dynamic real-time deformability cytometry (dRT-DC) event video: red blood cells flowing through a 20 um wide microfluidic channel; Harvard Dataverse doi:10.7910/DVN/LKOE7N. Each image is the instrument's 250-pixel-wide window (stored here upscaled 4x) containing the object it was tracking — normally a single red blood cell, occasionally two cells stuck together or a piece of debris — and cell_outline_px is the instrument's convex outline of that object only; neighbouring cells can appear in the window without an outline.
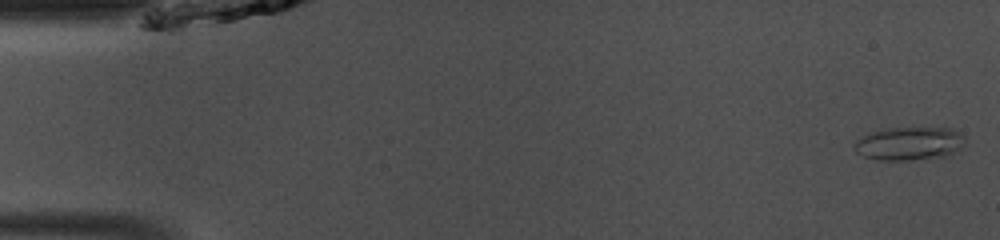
{"species": "common noctule bat (a hibernating species)", "species_latin": "Nyctalus noctula", "temperature_condition": "room temperature", "stored_images_in_passage": 47, "camera_frame_rate_fps": 3000, "um_per_image_px": 0.085, "animal": {"sex": "male", "body_mass_g": 13.0, "forearm_length_mm": 53.1}, "frame": {"image": 1, "passage_image": 1, "time_ms": 0.0, "image_size_px": [1000, 240], "cell_outline_px": [[964, 144], [960, 148], [944, 156], [908, 160], [876, 160], [864, 156], [856, 152], [856, 140], [872, 132], [888, 128], [952, 128], [964, 136]], "centroid_in_image_um": [77.29, 12.2], "position_along_channel_um": 7.7, "area_um2": 21.1}}
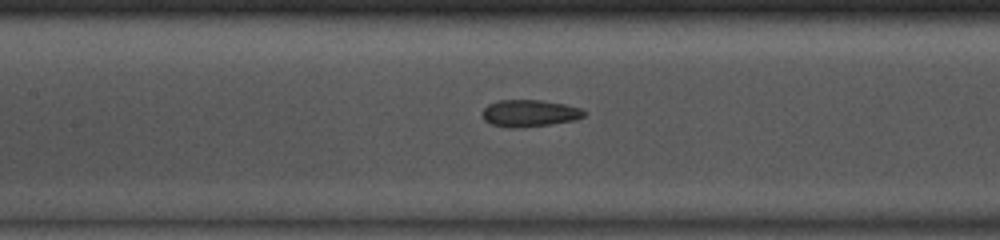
{"frame": {"image": 2, "passage_image": 21, "time_ms": 6.667, "image_size_px": [1000, 240], "cell_outline_px": [[588, 112], [584, 116], [576, 120], [520, 128], [508, 128], [492, 124], [484, 120], [484, 108], [488, 104], [500, 100], [540, 100], [564, 104], [580, 108]], "centroid_in_image_um": [45.03, 9.63], "position_along_channel_um": 162.4, "area_um2": 15.9}}
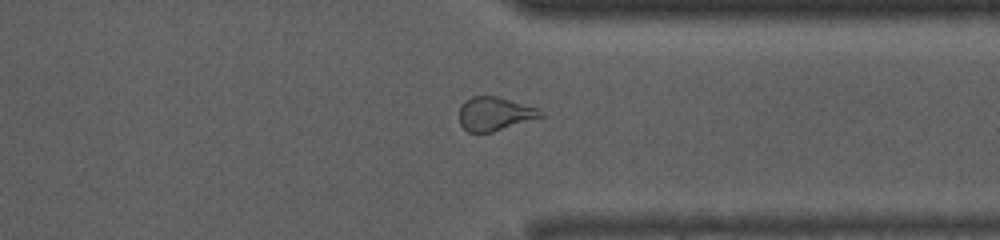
{"frame": {"image": 3, "passage_image": 36, "time_ms": 11.667, "image_size_px": [1000, 240], "cell_outline_px": [[544, 116], [492, 132], [468, 132], [460, 124], [460, 104], [464, 100], [472, 96], [496, 96], [540, 108], [544, 112]], "centroid_in_image_um": [42.06, 9.66], "position_along_channel_um": 369.3, "area_um2": 16.01}, "authors_computed_cell_mechanics": {"area_um2": 16.9354, "velocity_mm_per_s": 4.157, "shape_relaxation_time_tau1_ms": 10.9472, "shape_relaxation_time_tau2_ms": 1.8484, "deformation_change_tau1": 0.247, "deformation_change_tau2": 0.0749}}